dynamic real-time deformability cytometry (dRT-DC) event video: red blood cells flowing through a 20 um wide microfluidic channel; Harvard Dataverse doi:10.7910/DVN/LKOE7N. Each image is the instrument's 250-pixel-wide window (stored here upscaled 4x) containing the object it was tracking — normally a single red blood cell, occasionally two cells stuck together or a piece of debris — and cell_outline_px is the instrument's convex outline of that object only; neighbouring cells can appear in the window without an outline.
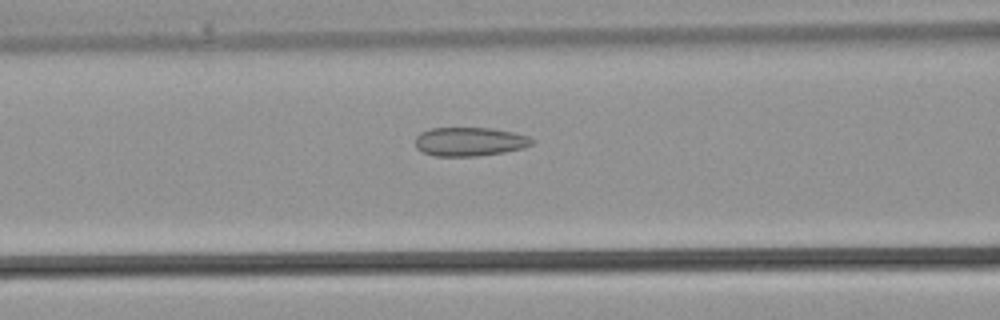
{"species": "common noctule bat (a hibernating species)", "species_latin": "Nyctalus noctula", "temperature_condition": "warm", "stored_images_in_passage": 31, "camera_frame_rate_fps": 3000, "um_per_image_px": 0.085, "animal": {"sex": "male", "body_mass_g": 21.5, "forearm_length_mm": 52.0}, "frame": {"image": 1, "passage_image": 10, "time_ms": 3.0, "image_size_px": [1000, 320], "cell_outline_px": [[536, 140], [532, 144], [524, 148], [504, 152], [476, 156], [436, 156], [424, 152], [416, 148], [416, 136], [420, 132], [432, 128], [492, 128], [512, 132], [528, 136]], "centroid_in_image_um": [39.94, 12.04], "position_along_channel_um": 126.7, "area_um2": 19.59}}
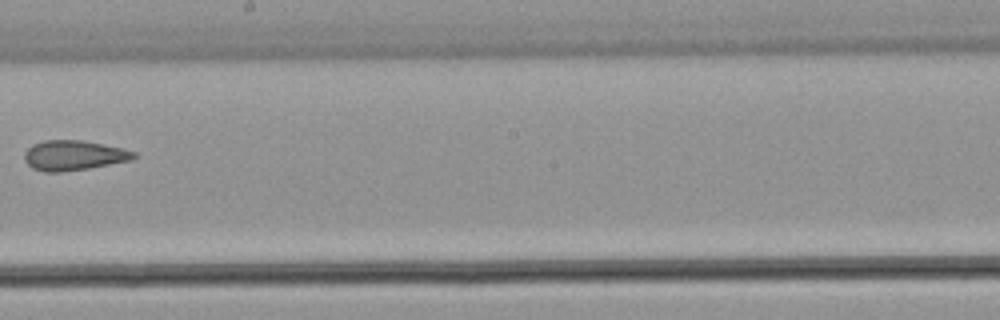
{"frame": {"image": 2, "passage_image": 16, "time_ms": 5.0, "image_size_px": [1000, 320], "cell_outline_px": [[136, 156], [132, 160], [88, 168], [60, 172], [44, 172], [32, 168], [24, 160], [24, 152], [32, 144], [44, 140], [80, 140], [124, 148], [136, 152]], "centroid_in_image_um": [6.25, 13.2], "position_along_channel_um": 242.0, "area_um2": 19.13}}
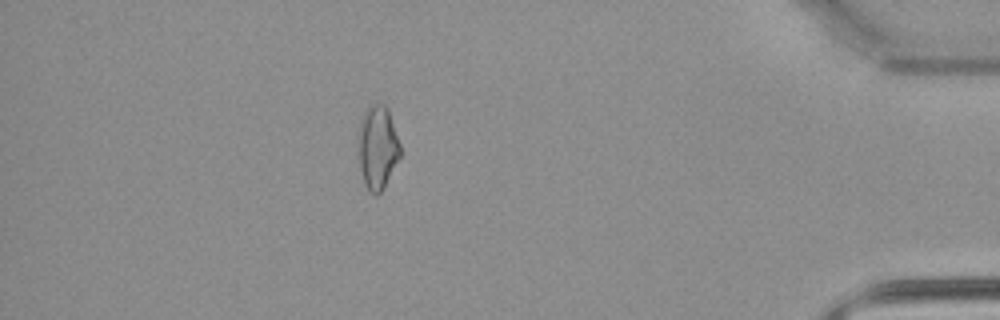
{"frame": {"image": 3, "passage_image": 27, "time_ms": 8.667, "image_size_px": [1000, 320], "cell_outline_px": [[400, 156], [380, 192], [376, 196], [364, 184], [360, 168], [360, 120], [364, 112], [372, 104], [384, 104], [388, 108], [400, 144]], "centroid_in_image_um": [32.11, 12.49], "position_along_channel_um": 403.1, "area_um2": 19.71}}